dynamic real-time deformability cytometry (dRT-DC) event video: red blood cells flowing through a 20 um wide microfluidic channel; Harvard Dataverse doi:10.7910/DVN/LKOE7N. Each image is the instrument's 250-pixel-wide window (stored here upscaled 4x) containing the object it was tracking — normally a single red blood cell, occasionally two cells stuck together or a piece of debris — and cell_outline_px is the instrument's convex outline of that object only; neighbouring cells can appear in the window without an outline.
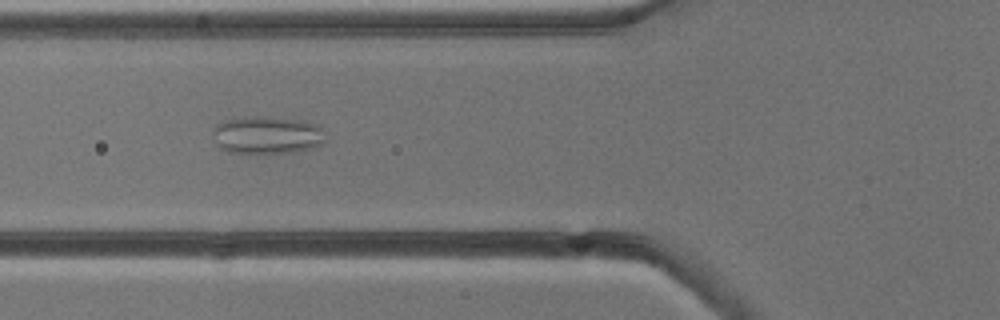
{"species": "common noctule bat (a hibernating species)", "species_latin": "Nyctalus noctula", "temperature_condition": "cold", "stored_images_in_passage": 7, "camera_frame_rate_fps": 3000, "um_per_image_px": 0.085, "animal": {"sex": "male", "body_mass_g": 13.3}, "frame": {"image": 1, "passage_image": 5, "time_ms": 5.333, "image_size_px": [1000, 320], "cell_outline_px": [[328, 140], [324, 144], [312, 148], [292, 152], [248, 156], [228, 152], [220, 148], [216, 144], [212, 132], [212, 128], [216, 124], [224, 120], [240, 116], [268, 116], [304, 120], [316, 124], [320, 128]], "centroid_in_image_um": [22.66, 11.5], "position_along_channel_um": 103.1, "area_um2": 26.07}}
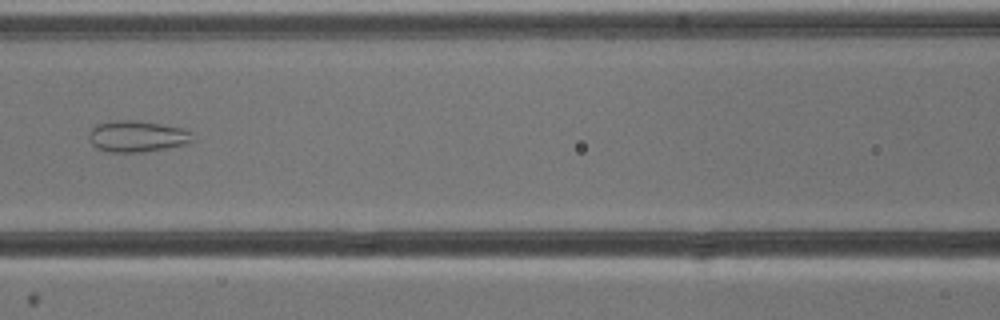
{"frame": {"image": 2, "passage_image": 6, "time_ms": 6.667, "image_size_px": [1000, 320], "cell_outline_px": [[196, 140], [188, 144], [140, 152], [108, 152], [96, 148], [92, 144], [88, 136], [92, 128], [96, 124], [112, 120], [140, 120], [184, 128], [192, 132]], "centroid_in_image_um": [11.69, 11.57], "position_along_channel_um": 154.9, "area_um2": 19.25}}
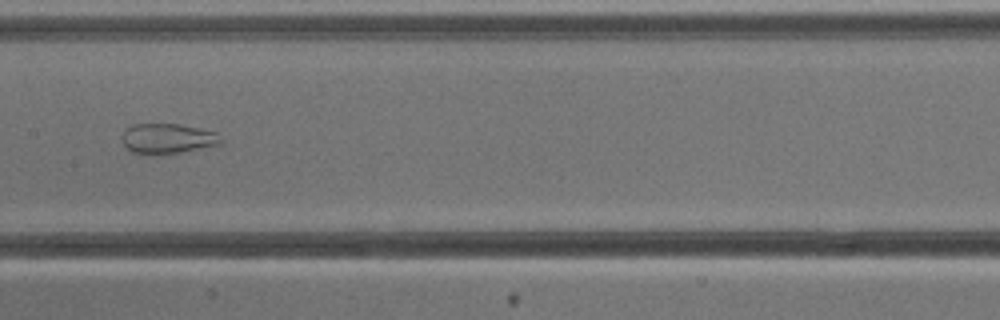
{"frame": {"image": 3, "passage_image": 7, "time_ms": 7.667, "image_size_px": [1000, 320], "cell_outline_px": [[224, 140], [220, 144], [180, 152], [152, 156], [148, 156], [132, 152], [120, 140], [120, 136], [124, 128], [132, 124], [180, 124], [216, 132]], "centroid_in_image_um": [14.17, 11.79], "position_along_channel_um": 193.2, "area_um2": 17.74}}